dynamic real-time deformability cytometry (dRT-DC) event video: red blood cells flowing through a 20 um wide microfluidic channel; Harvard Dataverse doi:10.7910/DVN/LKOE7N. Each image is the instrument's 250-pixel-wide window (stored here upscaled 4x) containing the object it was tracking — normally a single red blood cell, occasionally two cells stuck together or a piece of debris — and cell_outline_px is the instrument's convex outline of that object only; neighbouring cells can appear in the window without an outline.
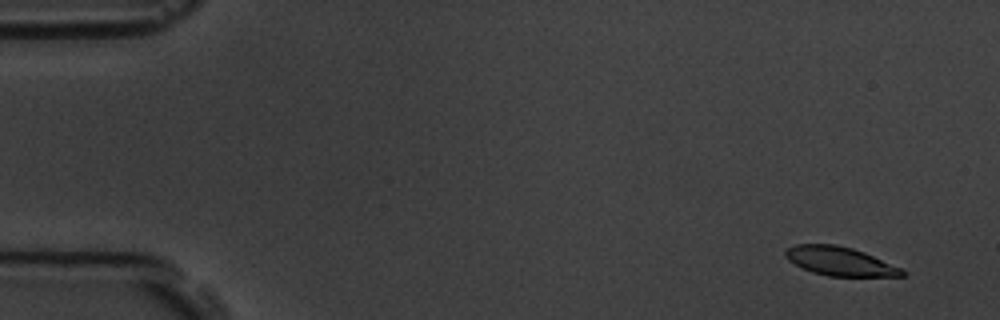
{"species": "common noctule bat (a hibernating species)", "species_latin": "Nyctalus noctula", "temperature_condition": "room temperature", "stored_images_in_passage": 7, "camera_frame_rate_fps": 3000, "um_per_image_px": 0.085, "animal": {"sex": "male", "body_mass_g": 19.5, "forearm_length_mm": 54.6}, "frame": {"image": 1, "passage_image": 1, "time_ms": 0.0, "image_size_px": [1000, 320], "cell_outline_px": [[904, 276], [828, 276], [812, 272], [788, 260], [784, 256], [784, 252], [788, 248], [796, 244], [836, 244], [852, 248], [864, 252], [900, 268], [904, 272]], "centroid_in_image_um": [71.35, 22.2], "position_along_channel_um": 13.7, "area_um2": 19.31}}
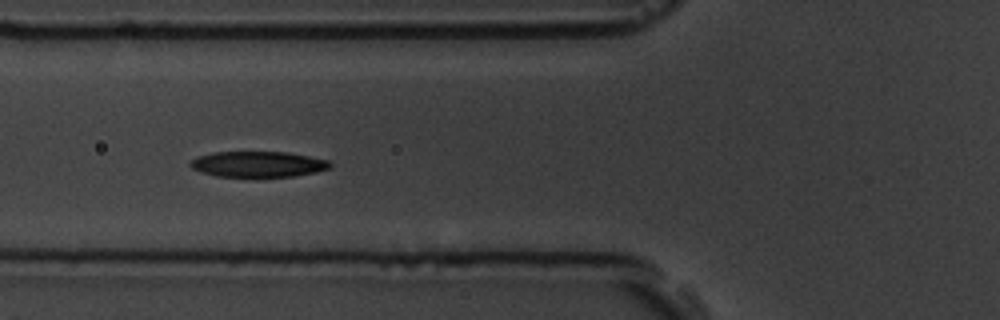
{"frame": {"image": 2, "passage_image": 6, "time_ms": 6.0, "image_size_px": [1000, 320], "cell_outline_px": [[332, 164], [328, 168], [316, 172], [292, 176], [216, 176], [192, 168], [188, 164], [196, 156], [212, 152], [288, 152], [328, 160]], "centroid_in_image_um": [21.91, 13.94], "position_along_channel_um": 103.9, "area_um2": 20.69}}
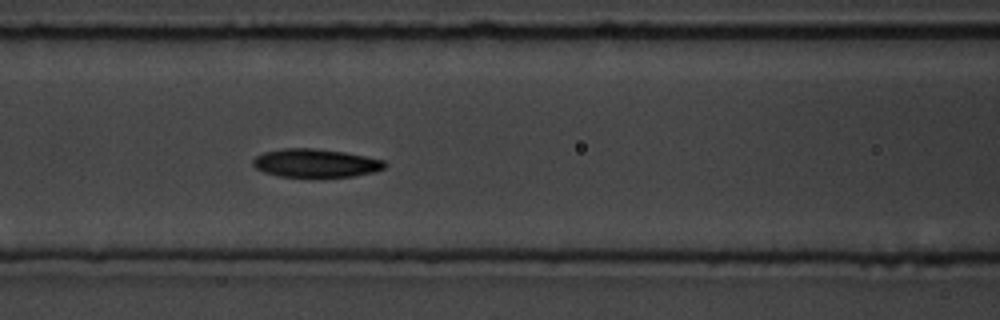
{"frame": {"image": 3, "passage_image": 7, "time_ms": 7.0, "image_size_px": [1000, 320], "cell_outline_px": [[388, 164], [384, 168], [372, 172], [352, 176], [280, 176], [264, 172], [256, 168], [252, 164], [252, 160], [256, 156], [264, 152], [284, 148], [316, 148], [344, 152], [384, 160]], "centroid_in_image_um": [26.81, 13.85], "position_along_channel_um": 139.8, "area_um2": 21.5}}